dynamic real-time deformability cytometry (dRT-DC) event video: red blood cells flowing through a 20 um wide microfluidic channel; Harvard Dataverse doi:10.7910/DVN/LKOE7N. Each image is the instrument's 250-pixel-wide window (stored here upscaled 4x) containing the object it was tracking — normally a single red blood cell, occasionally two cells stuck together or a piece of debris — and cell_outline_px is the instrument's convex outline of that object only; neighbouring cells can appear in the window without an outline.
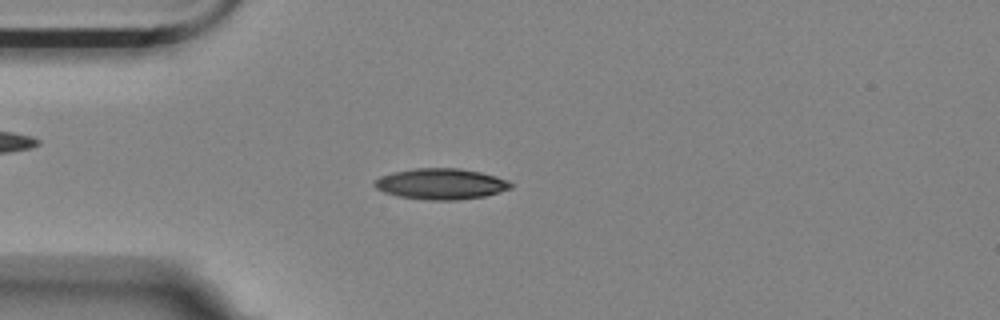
{"species": "Egyptian fruit bat (a non-hibernating species)", "species_latin": "Rousettus aegyptiacus", "temperature_condition": "room temperature", "stored_images_in_passage": 5, "camera_frame_rate_fps": 3000, "um_per_image_px": 0.085, "animal": {"sex": "female"}, "frame": {"image": 1, "passage_image": 4, "time_ms": 3.333, "image_size_px": [1000, 320], "cell_outline_px": [[512, 188], [484, 196], [460, 200], [424, 200], [400, 196], [384, 192], [376, 188], [372, 184], [372, 180], [380, 176], [392, 172], [416, 168], [460, 168], [480, 172], [496, 176], [512, 184]], "centroid_in_image_um": [37.42, 15.63], "position_along_channel_um": 47.6, "area_um2": 24.57}}